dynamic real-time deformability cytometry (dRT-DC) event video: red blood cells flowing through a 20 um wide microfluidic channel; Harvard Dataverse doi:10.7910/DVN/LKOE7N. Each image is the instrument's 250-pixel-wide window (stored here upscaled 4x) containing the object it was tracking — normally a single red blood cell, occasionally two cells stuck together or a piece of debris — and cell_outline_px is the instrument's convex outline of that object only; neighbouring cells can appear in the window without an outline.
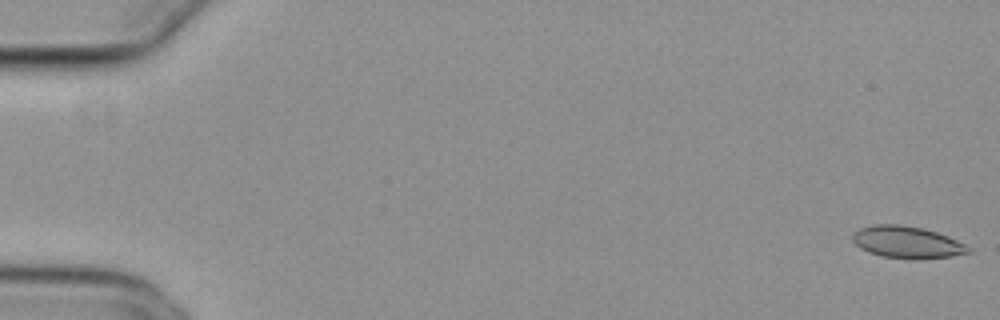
{"species": "common noctule bat (a hibernating species)", "species_latin": "Nyctalus noctula", "temperature_condition": "cold", "stored_images_in_passage": 55, "camera_frame_rate_fps": 3000, "um_per_image_px": 0.085, "animal": {"sex": "female", "body_mass_g": 29.2, "forearm_length_mm": 56.3}, "frame": {"image": 1, "passage_image": 1, "time_ms": 0.0, "image_size_px": [1000, 320], "cell_outline_px": [[972, 252], [952, 256], [916, 260], [912, 260], [880, 256], [868, 252], [860, 248], [852, 240], [852, 232], [860, 228], [872, 224], [900, 224], [924, 228], [948, 236], [972, 248]], "centroid_in_image_um": [77.08, 20.59], "position_along_channel_um": 7.9, "area_um2": 21.96}}
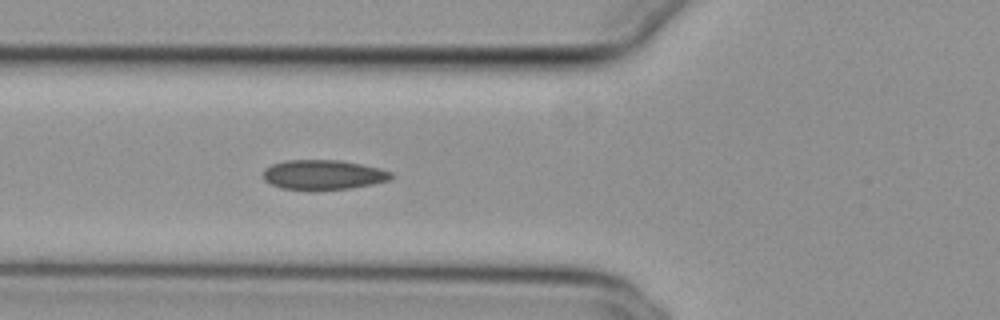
{"frame": {"image": 2, "passage_image": 21, "time_ms": 6.667, "image_size_px": [1000, 320], "cell_outline_px": [[392, 176], [388, 180], [372, 184], [348, 188], [316, 192], [312, 192], [280, 188], [264, 180], [264, 168], [272, 164], [284, 160], [340, 160], [380, 168], [392, 172]], "centroid_in_image_um": [27.43, 14.88], "position_along_channel_um": 98.4, "area_um2": 22.6}}
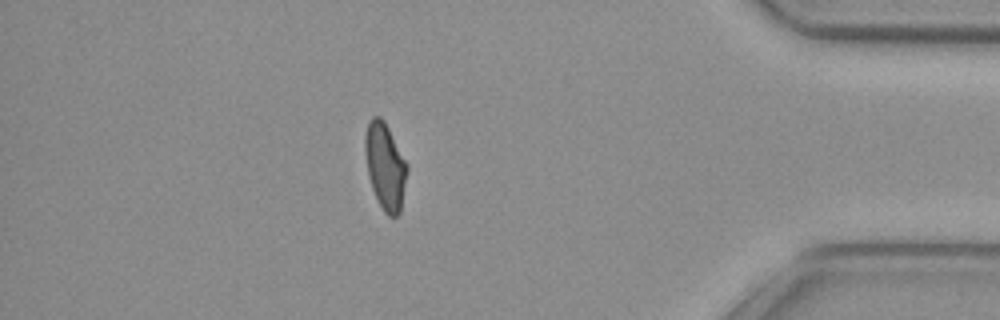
{"frame": {"image": 3, "passage_image": 48, "time_ms": 15.667, "image_size_px": [1000, 320], "cell_outline_px": [[408, 168], [400, 212], [396, 216], [388, 216], [384, 212], [372, 188], [368, 176], [364, 152], [364, 136], [368, 120], [372, 116], [380, 116], [384, 120], [408, 164]], "centroid_in_image_um": [32.72, 14.08], "position_along_channel_um": 402.5, "area_um2": 21.33}, "authors_computed_cell_mechanics": {"area_um2": 21.5594, "velocity_mm_per_s": 3.8207, "shape_relaxation_time_tau1_ms": null, "shape_relaxation_time_tau2_ms": 2.2199, "deformation_change_tau1": null, "deformation_change_tau2": 0.0564}}